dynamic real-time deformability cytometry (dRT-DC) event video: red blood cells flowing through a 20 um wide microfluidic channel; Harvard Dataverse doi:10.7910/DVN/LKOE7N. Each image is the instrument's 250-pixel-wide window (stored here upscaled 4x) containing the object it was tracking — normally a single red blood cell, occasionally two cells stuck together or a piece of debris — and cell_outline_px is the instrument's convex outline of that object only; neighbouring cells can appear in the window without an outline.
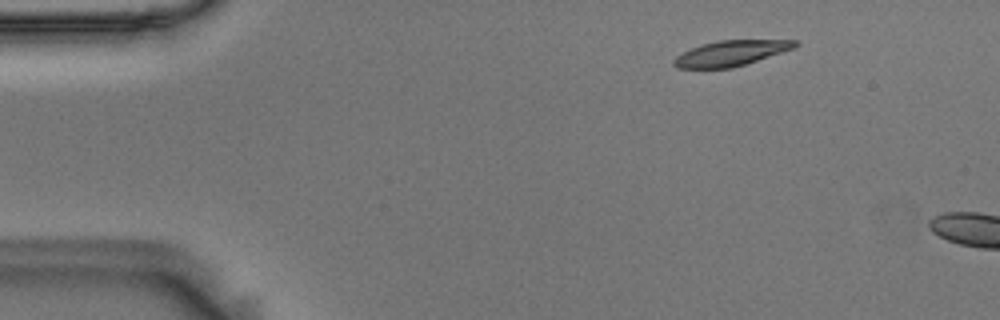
{"species": "Egyptian fruit bat (a non-hibernating species)", "species_latin": "Rousettus aegyptiacus", "temperature_condition": "room temperature", "stored_images_in_passage": 5, "camera_frame_rate_fps": 3000, "um_per_image_px": 0.085, "animal": {"sex": "male"}, "frame": {"image": 1, "passage_image": 1, "time_ms": 0.0, "image_size_px": [1000, 320], "cell_outline_px": [[800, 44], [796, 48], [732, 68], [676, 68], [672, 64], [672, 60], [676, 56], [692, 48], [704, 44], [720, 40], [796, 40]], "centroid_in_image_um": [62.15, 4.52], "position_along_channel_um": 22.9, "area_um2": 17.86}}